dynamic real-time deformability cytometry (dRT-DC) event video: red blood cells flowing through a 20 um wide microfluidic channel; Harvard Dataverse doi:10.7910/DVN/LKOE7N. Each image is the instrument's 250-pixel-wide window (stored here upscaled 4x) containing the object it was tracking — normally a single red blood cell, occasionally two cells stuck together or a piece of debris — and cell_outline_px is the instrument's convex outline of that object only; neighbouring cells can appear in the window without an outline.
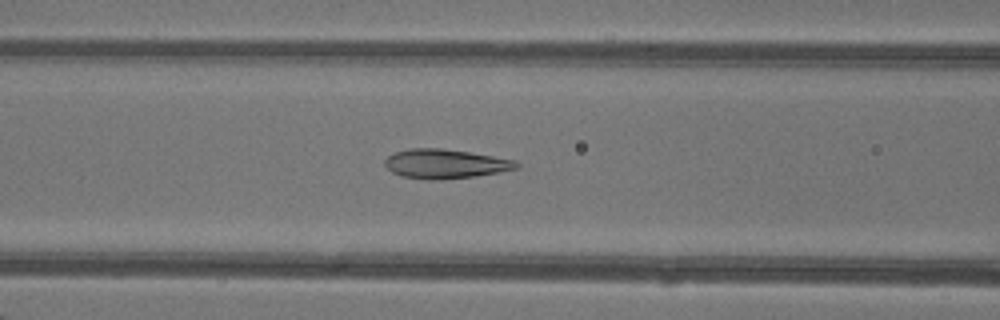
{"species": "common noctule bat (a hibernating species)", "species_latin": "Nyctalus noctula", "temperature_condition": "warm", "stored_images_in_passage": 34, "camera_frame_rate_fps": 3000, "um_per_image_px": 0.085, "animal": {"sex": "female"}, "frame": {"image": 1, "passage_image": 19, "time_ms": 6.0, "image_size_px": [1000, 320], "cell_outline_px": [[520, 168], [476, 176], [432, 180], [404, 176], [392, 172], [384, 164], [384, 160], [388, 156], [396, 152], [408, 148], [440, 148], [468, 152], [516, 160], [520, 164]], "centroid_in_image_um": [37.86, 13.92], "position_along_channel_um": 128.7, "area_um2": 22.25}}
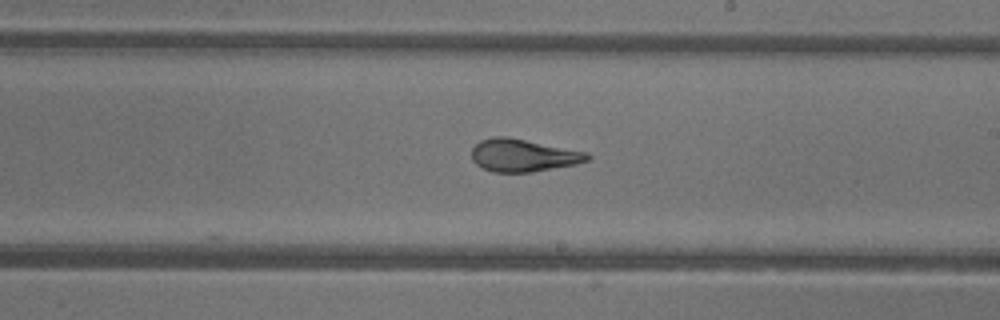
{"frame": {"image": 2, "passage_image": 27, "time_ms": 8.667, "image_size_px": [1000, 320], "cell_outline_px": [[592, 156], [588, 160], [576, 164], [532, 172], [492, 172], [476, 164], [472, 160], [472, 148], [480, 140], [492, 136], [508, 136], [588, 152]], "centroid_in_image_um": [44.47, 13.19], "position_along_channel_um": 244.5, "area_um2": 22.14}}
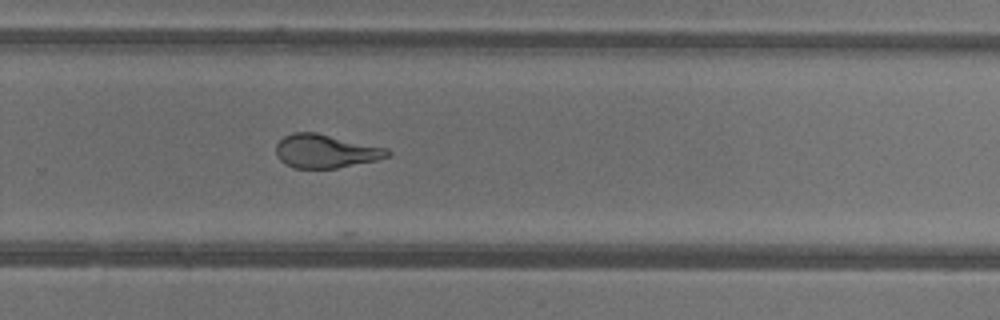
{"frame": {"image": 3, "passage_image": 31, "time_ms": 10.0, "image_size_px": [1000, 320], "cell_outline_px": [[392, 152], [388, 156], [376, 160], [336, 168], [296, 168], [284, 164], [276, 156], [276, 144], [284, 136], [292, 132], [316, 132], [388, 148]], "centroid_in_image_um": [27.66, 12.84], "position_along_channel_um": 302.1, "area_um2": 21.85}}